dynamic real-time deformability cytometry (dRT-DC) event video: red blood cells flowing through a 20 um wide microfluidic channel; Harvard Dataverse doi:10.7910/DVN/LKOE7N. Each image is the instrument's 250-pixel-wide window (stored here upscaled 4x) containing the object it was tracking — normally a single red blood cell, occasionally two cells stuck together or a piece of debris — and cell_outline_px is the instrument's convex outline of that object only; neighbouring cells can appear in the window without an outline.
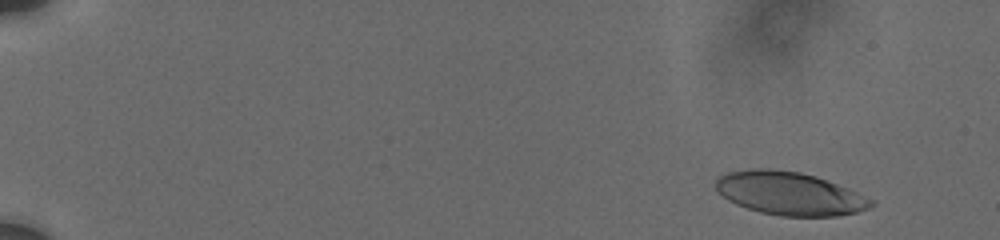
{"species": "human", "species_latin": "Homo sapiens", "temperature_condition": "cold", "stored_images_in_passage": 28, "camera_frame_rate_fps": 3000, "um_per_image_px": 0.085, "donor": {"sex": "male"}, "frame": {"image": 1, "passage_image": 5, "time_ms": 1.333, "image_size_px": [1000, 240], "cell_outline_px": [[876, 204], [868, 208], [856, 212], [836, 216], [780, 216], [760, 212], [736, 204], [728, 200], [716, 192], [716, 180], [720, 176], [728, 172], [752, 168], [772, 168], [800, 172], [816, 176], [828, 180], [848, 188], [876, 200]], "centroid_in_image_um": [67.12, 16.44], "position_along_channel_um": 17.9, "area_um2": 39.36}}
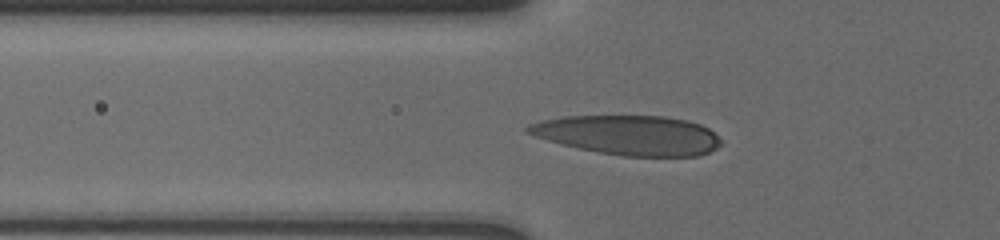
{"frame": {"image": 2, "passage_image": 21, "time_ms": 7.0, "image_size_px": [1000, 240], "cell_outline_px": [[720, 144], [716, 148], [700, 156], [624, 156], [600, 152], [580, 148], [548, 140], [524, 132], [524, 128], [528, 124], [540, 120], [564, 116], [664, 116], [688, 120], [700, 124], [708, 128], [720, 140]], "centroid_in_image_um": [53.41, 11.47], "position_along_channel_um": 72.4, "area_um2": 44.27}}
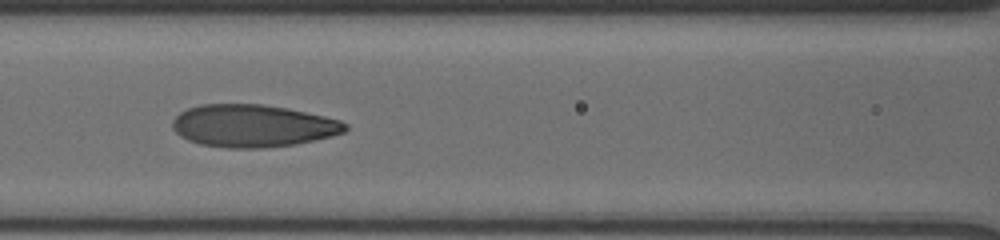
{"frame": {"image": 3, "passage_image": 26, "time_ms": 9.0, "image_size_px": [1000, 240], "cell_outline_px": [[348, 128], [344, 132], [332, 136], [316, 140], [296, 144], [264, 148], [228, 148], [200, 144], [188, 140], [180, 136], [172, 128], [172, 120], [180, 112], [188, 108], [200, 104], [264, 104], [288, 108], [324, 116], [340, 120], [348, 124]], "centroid_in_image_um": [21.49, 10.69], "position_along_channel_um": 145.1, "area_um2": 43.0}}